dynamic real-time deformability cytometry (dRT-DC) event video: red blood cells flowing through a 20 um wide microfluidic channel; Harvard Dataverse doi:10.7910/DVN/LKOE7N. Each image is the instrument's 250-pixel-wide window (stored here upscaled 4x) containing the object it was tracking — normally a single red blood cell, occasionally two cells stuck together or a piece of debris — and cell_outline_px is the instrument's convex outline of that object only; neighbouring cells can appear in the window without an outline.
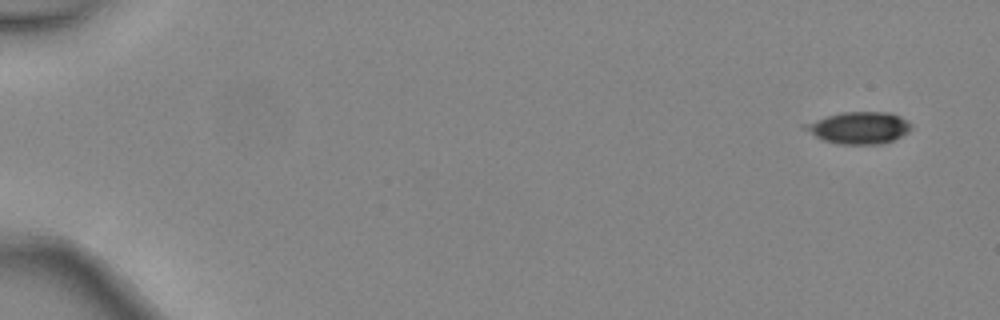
{"species": "common noctule bat (a hibernating species)", "species_latin": "Nyctalus noctula", "temperature_condition": "warm", "stored_images_in_passage": 4, "camera_frame_rate_fps": 3000, "um_per_image_px": 0.085, "animal": {"sex": "female", "body_mass_g": 24.6, "forearm_length_mm": 56.2}, "frame": {"image": 1, "passage_image": 1, "time_ms": 0.0, "image_size_px": [1000, 320], "cell_outline_px": [[912, 128], [908, 132], [892, 140], [880, 144], [840, 144], [824, 140], [816, 136], [804, 128], [800, 124], [840, 112], [892, 112], [900, 116], [912, 124]], "centroid_in_image_um": [73.02, 10.85], "position_along_channel_um": 12.0, "area_um2": 19.71}}